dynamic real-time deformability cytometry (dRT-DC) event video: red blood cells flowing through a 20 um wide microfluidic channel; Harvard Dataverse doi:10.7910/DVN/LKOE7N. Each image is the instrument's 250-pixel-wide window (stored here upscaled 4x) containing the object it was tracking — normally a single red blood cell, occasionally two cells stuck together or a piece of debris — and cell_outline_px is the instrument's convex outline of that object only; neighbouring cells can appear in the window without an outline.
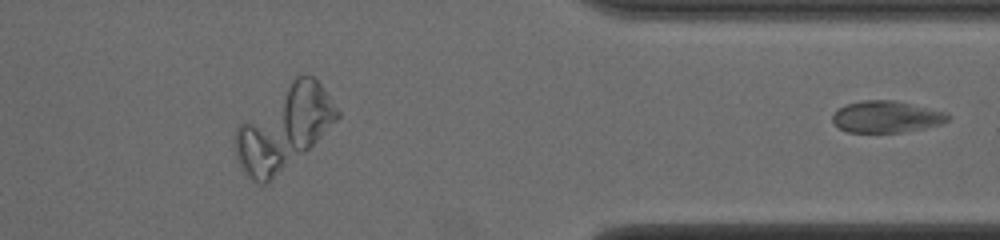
{"species": "common noctule bat (a hibernating species)", "species_latin": "Nyctalus noctula", "temperature_condition": "cold", "stored_images_in_passage": 42, "camera_frame_rate_fps": 3000, "um_per_image_px": 0.085, "animal": {"sex": "male", "body_mass_g": 19.0, "forearm_length_mm": 50.8}, "frame": {"image": 1, "passage_image": 42, "time_ms": 13.667, "image_size_px": [1000, 240], "cell_outline_px": [[952, 120], [940, 124], [904, 132], [848, 132], [840, 128], [832, 120], [832, 116], [840, 108], [848, 104], [864, 100], [896, 100], [948, 112], [952, 116]], "centroid_in_image_um": [75.43, 9.92], "position_along_channel_um": 336.0, "area_um2": 21.33}}